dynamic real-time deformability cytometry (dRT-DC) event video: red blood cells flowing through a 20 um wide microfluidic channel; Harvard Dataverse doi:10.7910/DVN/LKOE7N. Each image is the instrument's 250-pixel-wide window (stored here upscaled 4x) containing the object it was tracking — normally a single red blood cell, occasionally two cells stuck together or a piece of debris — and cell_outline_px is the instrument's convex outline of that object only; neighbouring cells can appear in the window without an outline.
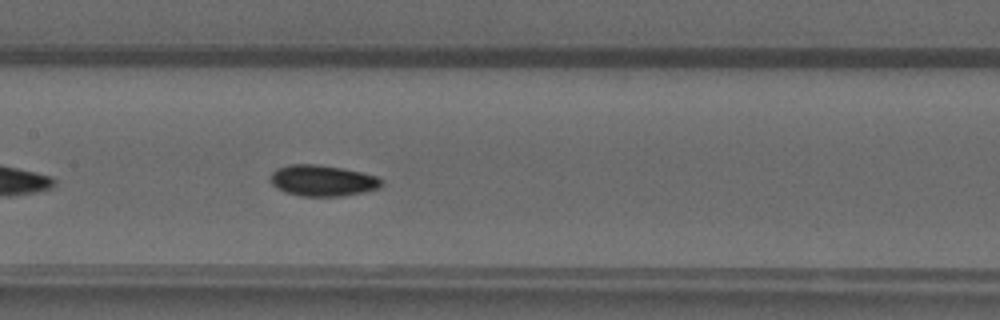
{"species": "common noctule bat (a hibernating species)", "species_latin": "Nyctalus noctula", "temperature_condition": "warm", "stored_images_in_passage": 36, "camera_frame_rate_fps": 3000, "um_per_image_px": 0.085, "animal": {"sex": "male", "forearm_length_mm": 52.5}, "frame": {"image": 1, "passage_image": 11, "time_ms": 3.333, "image_size_px": [1000, 320], "cell_outline_px": [[384, 184], [380, 188], [364, 192], [344, 196], [300, 196], [284, 192], [276, 188], [272, 184], [272, 172], [276, 168], [288, 164], [320, 164], [344, 168], [376, 176], [384, 180]], "centroid_in_image_um": [27.44, 15.35], "position_along_channel_um": 180.0, "area_um2": 20.4}}
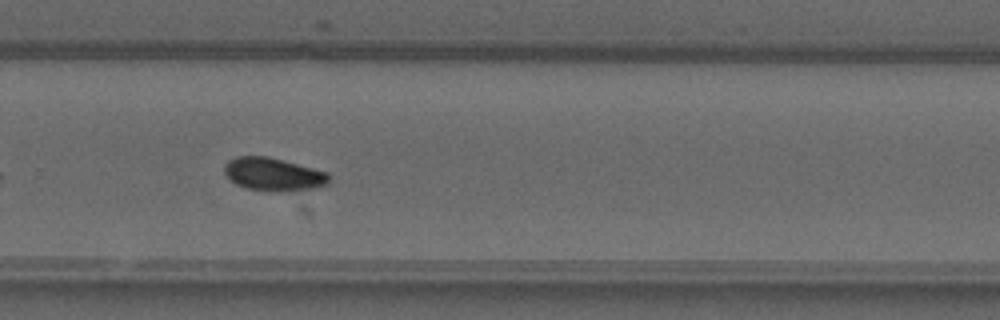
{"frame": {"image": 2, "passage_image": 20, "time_ms": 6.333, "image_size_px": [1000, 320], "cell_outline_px": [[328, 184], [316, 188], [292, 192], [276, 192], [248, 188], [236, 184], [224, 172], [224, 164], [228, 160], [236, 156], [268, 156], [328, 172]], "centroid_in_image_um": [23.25, 14.82], "position_along_channel_um": 306.5, "area_um2": 20.29}}
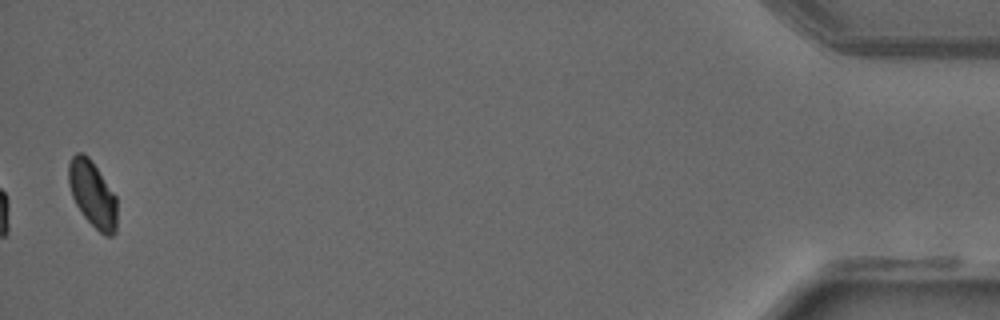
{"frame": {"image": 3, "passage_image": 35, "time_ms": 11.333, "image_size_px": [1000, 320], "cell_outline_px": [[116, 232], [112, 236], [104, 236], [84, 216], [76, 204], [72, 196], [68, 184], [68, 164], [72, 156], [76, 152], [84, 152], [88, 156], [116, 196]], "centroid_in_image_um": [7.85, 16.49], "position_along_channel_um": 427.4, "area_um2": 18.55}}